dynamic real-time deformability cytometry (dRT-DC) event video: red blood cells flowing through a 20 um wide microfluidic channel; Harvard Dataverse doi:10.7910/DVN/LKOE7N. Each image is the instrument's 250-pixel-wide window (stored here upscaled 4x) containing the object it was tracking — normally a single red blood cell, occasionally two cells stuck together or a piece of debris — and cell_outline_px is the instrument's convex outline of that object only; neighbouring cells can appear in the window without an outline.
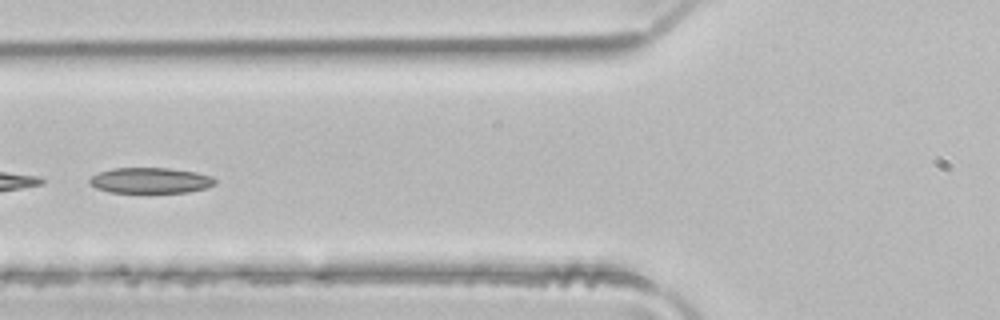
{"species": "common noctule bat (a hibernating species)", "species_latin": "Nyctalus noctula", "temperature_condition": "room temperature", "stored_images_in_passage": 3, "camera_frame_rate_fps": 3000, "um_per_image_px": 0.085, "animal": {"sex": "male", "body_mass_g": 21.5, "forearm_length_mm": 52.0}, "frame": {"image": 1, "passage_image": 3, "time_ms": 0.667, "image_size_px": [1000, 320], "cell_outline_px": [[216, 184], [208, 188], [188, 192], [108, 192], [96, 188], [88, 184], [88, 180], [92, 176], [100, 172], [112, 168], [168, 168], [196, 172], [212, 176], [216, 180]], "centroid_in_image_um": [12.79, 15.34], "position_along_channel_um": 113.0, "area_um2": 18.84}}